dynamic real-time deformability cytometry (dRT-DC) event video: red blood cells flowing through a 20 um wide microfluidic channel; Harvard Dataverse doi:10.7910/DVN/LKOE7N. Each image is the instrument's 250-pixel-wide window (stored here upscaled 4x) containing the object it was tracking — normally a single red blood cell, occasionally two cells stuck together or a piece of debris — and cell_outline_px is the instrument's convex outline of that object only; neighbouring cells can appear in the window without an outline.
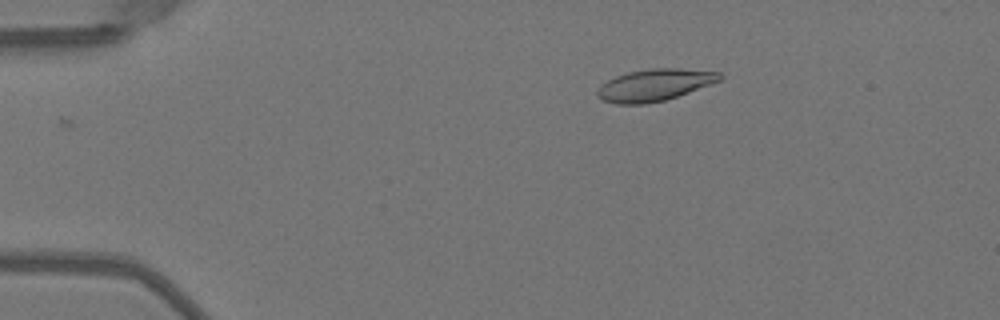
{"species": "Egyptian fruit bat (a non-hibernating species)", "species_latin": "Rousettus aegyptiacus", "temperature_condition": "warm", "stored_images_in_passage": 21, "camera_frame_rate_fps": 3000, "um_per_image_px": 0.085, "animal": {"sex": "female"}, "frame": {"image": 1, "passage_image": 1, "time_ms": 0.0, "image_size_px": [1000, 320], "cell_outline_px": [[724, 76], [720, 80], [688, 92], [664, 100], [644, 104], [616, 104], [604, 100], [596, 96], [596, 92], [600, 84], [616, 76], [628, 72], [648, 68], [680, 68], [720, 72]], "centroid_in_image_um": [55.6, 7.21], "position_along_channel_um": 29.4, "area_um2": 22.66}}
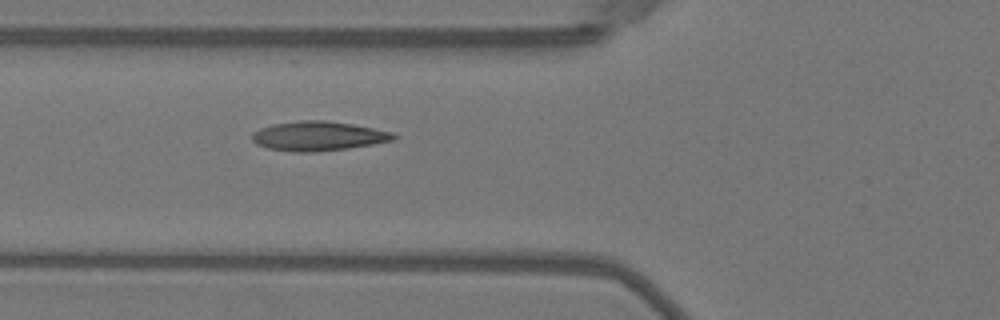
{"frame": {"image": 2, "passage_image": 11, "time_ms": 3.333, "image_size_px": [1000, 320], "cell_outline_px": [[396, 136], [392, 140], [372, 144], [348, 148], [316, 152], [292, 152], [268, 148], [256, 144], [252, 140], [252, 132], [260, 128], [272, 124], [300, 120], [324, 120], [352, 124], [392, 132]], "centroid_in_image_um": [26.99, 11.56], "position_along_channel_um": 98.8, "area_um2": 24.16}}
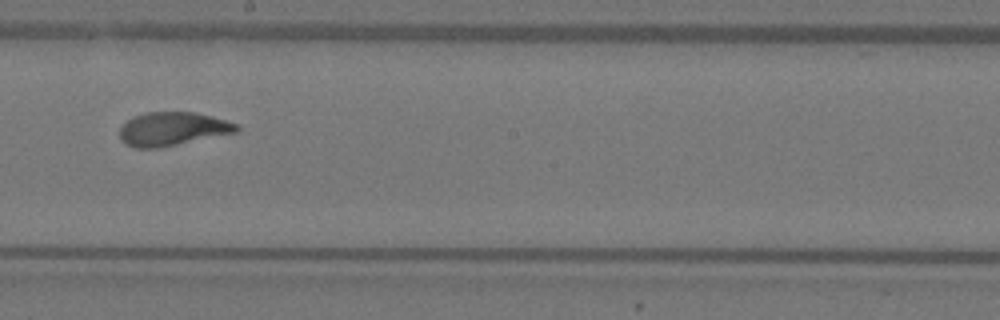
{"frame": {"image": 3, "passage_image": 21, "time_ms": 6.667, "image_size_px": [1000, 320], "cell_outline_px": [[240, 132], [160, 148], [136, 148], [120, 140], [120, 128], [128, 120], [136, 116], [148, 112], [196, 112], [212, 116], [240, 124]], "centroid_in_image_um": [14.75, 10.96], "position_along_channel_um": 233.5, "area_um2": 23.06}}